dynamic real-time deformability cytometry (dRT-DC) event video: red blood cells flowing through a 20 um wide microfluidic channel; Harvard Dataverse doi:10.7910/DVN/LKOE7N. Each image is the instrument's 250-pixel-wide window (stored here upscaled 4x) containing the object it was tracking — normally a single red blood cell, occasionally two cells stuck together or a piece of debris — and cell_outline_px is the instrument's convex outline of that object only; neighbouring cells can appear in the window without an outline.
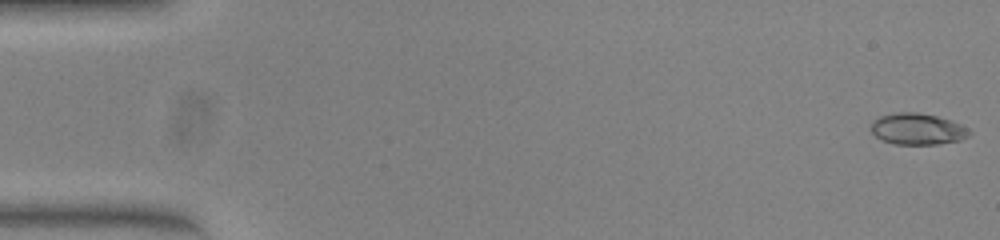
{"species": "common noctule bat (a hibernating species)", "species_latin": "Nyctalus noctula", "temperature_condition": "warm", "stored_images_in_passage": 53, "camera_frame_rate_fps": 3000, "um_per_image_px": 0.085, "animal": {"sex": "female", "body_mass_g": 23.0, "forearm_length_mm": 53.4}, "frame": {"image": 1, "passage_image": 1, "time_ms": 0.0, "image_size_px": [1000, 240], "cell_outline_px": [[972, 132], [968, 136], [960, 140], [936, 144], [896, 144], [884, 140], [876, 136], [872, 132], [872, 120], [880, 116], [896, 112], [916, 112], [936, 116], [952, 120], [968, 128]], "centroid_in_image_um": [78.0, 10.95], "position_along_channel_um": 7.0, "area_um2": 17.86}}
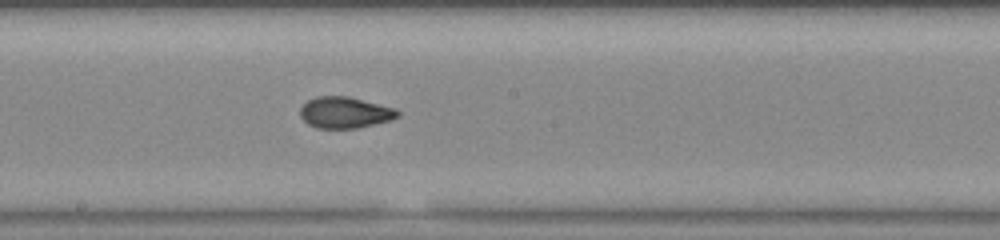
{"frame": {"image": 2, "passage_image": 29, "time_ms": 9.333, "image_size_px": [1000, 240], "cell_outline_px": [[400, 116], [392, 120], [356, 128], [316, 128], [308, 124], [300, 116], [300, 108], [308, 100], [316, 96], [348, 96], [396, 108], [400, 112]], "centroid_in_image_um": [29.33, 9.56], "position_along_channel_um": 218.9, "area_um2": 17.86}}
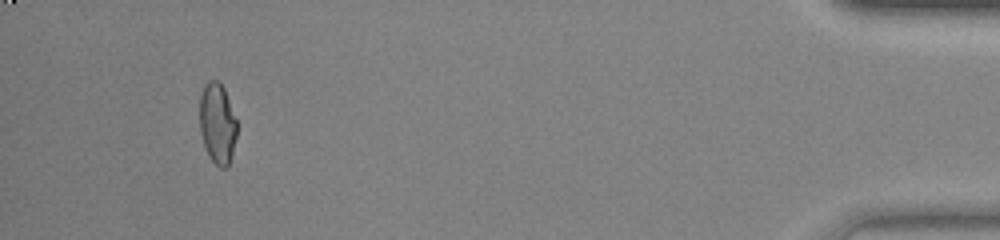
{"frame": {"image": 3, "passage_image": 50, "time_ms": 16.333, "image_size_px": [1000, 240], "cell_outline_px": [[236, 136], [228, 168], [220, 168], [208, 156], [204, 148], [200, 132], [200, 96], [204, 84], [208, 80], [220, 80], [224, 88], [236, 120]], "centroid_in_image_um": [18.46, 10.49], "position_along_channel_um": 416.7, "area_um2": 17.63}}